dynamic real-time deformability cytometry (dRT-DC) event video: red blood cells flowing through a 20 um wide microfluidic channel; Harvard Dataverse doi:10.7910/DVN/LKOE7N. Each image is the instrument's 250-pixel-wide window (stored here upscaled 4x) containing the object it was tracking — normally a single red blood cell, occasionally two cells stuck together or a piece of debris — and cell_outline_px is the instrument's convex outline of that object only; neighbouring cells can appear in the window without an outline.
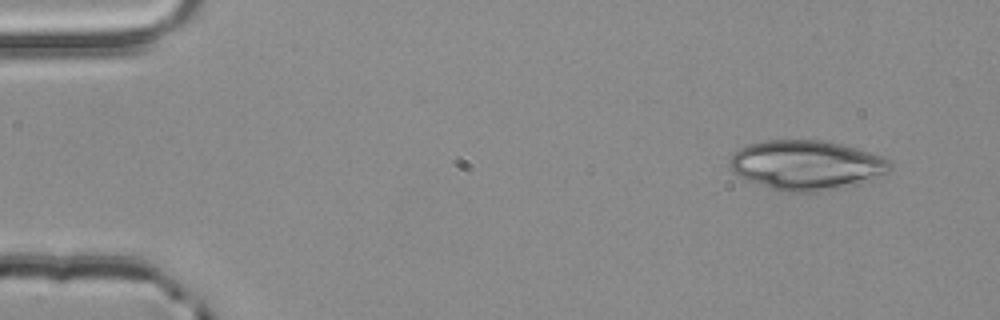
{"species": "common noctule bat (a hibernating species)", "species_latin": "Nyctalus noctula", "temperature_condition": "room temperature", "stored_images_in_passage": 50, "camera_frame_rate_fps": 3000, "um_per_image_px": 0.085, "animal": {"sex": "male", "body_mass_g": 20.4}, "frame": {"image": 1, "passage_image": 1, "time_ms": 0.0, "image_size_px": [1000, 320], "cell_outline_px": [[892, 168], [888, 172], [880, 176], [816, 192], [788, 192], [772, 188], [748, 180], [732, 172], [728, 164], [732, 156], [740, 148], [748, 144], [764, 140], [820, 140], [840, 144], [856, 148], [880, 156], [888, 160], [892, 164]], "centroid_in_image_um": [68.49, 14.01], "position_along_channel_um": 16.5, "area_um2": 45.49}}
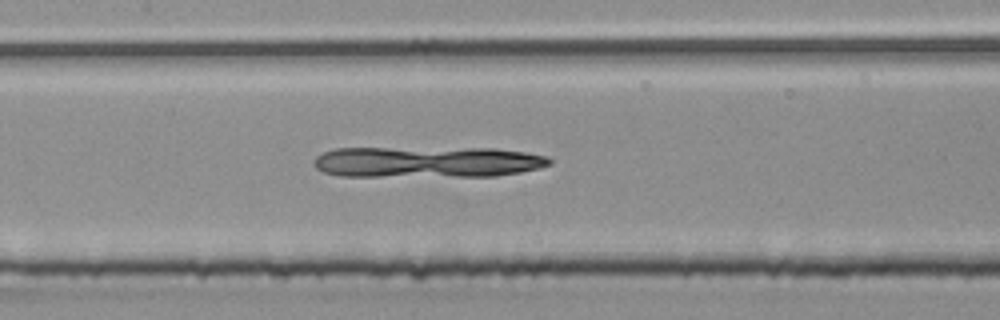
{"frame": {"image": 2, "passage_image": 22, "time_ms": 7.0, "image_size_px": [1000, 320], "cell_outline_px": [[552, 164], [540, 168], [520, 172], [496, 176], [340, 176], [324, 172], [316, 168], [312, 164], [316, 156], [324, 152], [336, 148], [496, 148], [524, 152], [548, 156], [552, 160]], "centroid_in_image_um": [36.33, 13.76], "position_along_channel_um": 171.1, "area_um2": 43.0}}
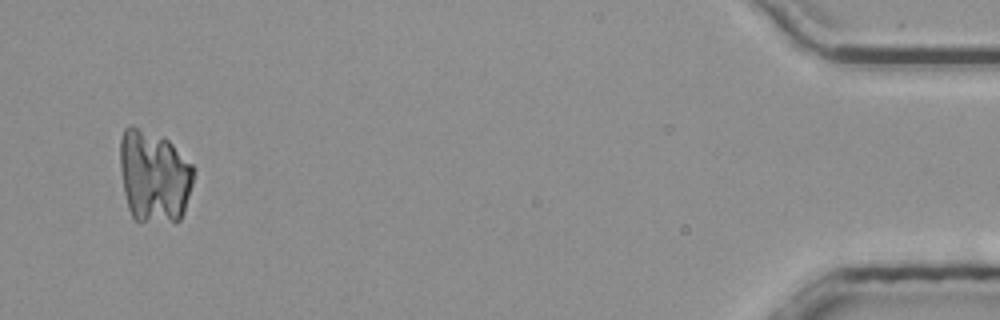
{"frame": {"image": 3, "passage_image": 48, "time_ms": 15.667, "image_size_px": [1000, 320], "cell_outline_px": [[192, 184], [184, 212], [180, 220], [176, 224], [140, 224], [132, 216], [128, 208], [124, 192], [120, 168], [120, 140], [124, 128], [136, 128], [164, 136], [192, 164]], "centroid_in_image_um": [13.09, 15.08], "position_along_channel_um": 422.1, "area_um2": 40.17}}